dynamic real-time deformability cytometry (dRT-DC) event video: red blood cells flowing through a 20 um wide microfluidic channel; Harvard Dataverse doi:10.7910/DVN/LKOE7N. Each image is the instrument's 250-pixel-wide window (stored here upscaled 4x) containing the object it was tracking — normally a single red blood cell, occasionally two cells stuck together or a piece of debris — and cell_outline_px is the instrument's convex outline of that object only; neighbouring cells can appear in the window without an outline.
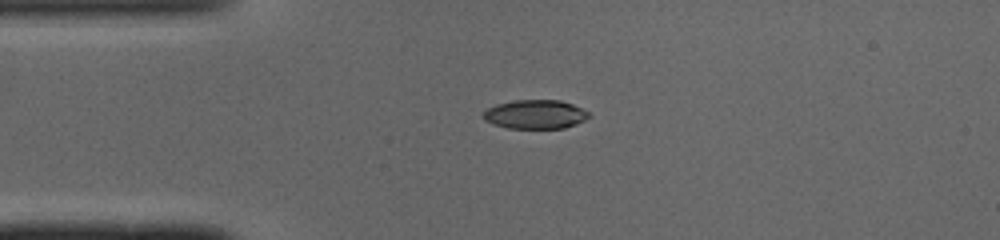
{"species": "common noctule bat (a hibernating species)", "species_latin": "Nyctalus noctula", "temperature_condition": "cold", "stored_images_in_passage": 38, "camera_frame_rate_fps": 3000, "um_per_image_px": 0.085, "animal": {"sex": "male", "body_mass_g": 19.0, "forearm_length_mm": 50.8}, "frame": {"image": 1, "passage_image": 1, "time_ms": 0.0, "image_size_px": [1000, 240], "cell_outline_px": [[592, 116], [576, 124], [564, 128], [508, 128], [492, 124], [484, 120], [480, 116], [488, 108], [496, 104], [516, 100], [560, 100], [572, 104], [588, 112]], "centroid_in_image_um": [45.47, 9.72], "position_along_channel_um": 39.5, "area_um2": 17.86}}
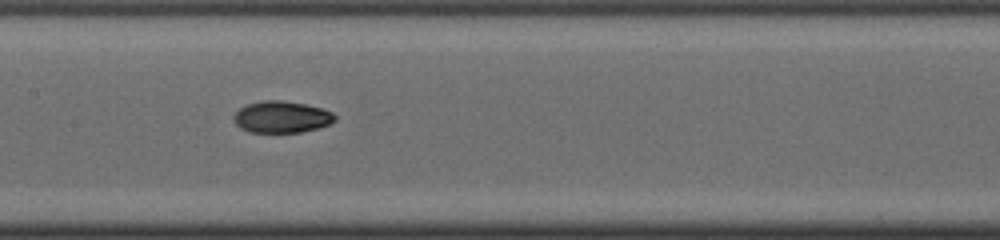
{"frame": {"image": 2, "passage_image": 13, "time_ms": 4.0, "image_size_px": [1000, 240], "cell_outline_px": [[336, 120], [328, 124], [316, 128], [300, 132], [248, 132], [240, 128], [232, 120], [232, 116], [240, 108], [248, 104], [264, 100], [280, 100], [304, 104], [320, 108], [332, 112], [336, 116]], "centroid_in_image_um": [23.9, 9.94], "position_along_channel_um": 183.5, "area_um2": 18.55}}
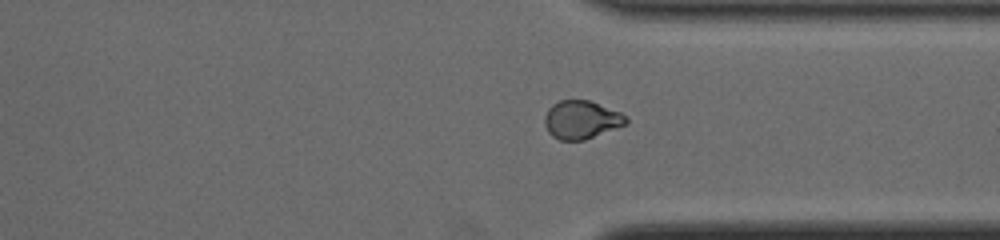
{"frame": {"image": 3, "passage_image": 26, "time_ms": 8.333, "image_size_px": [1000, 240], "cell_outline_px": [[628, 124], [584, 140], [560, 140], [552, 136], [548, 132], [544, 124], [544, 116], [548, 108], [552, 104], [560, 100], [588, 100], [620, 112], [628, 116]], "centroid_in_image_um": [49.41, 10.18], "position_along_channel_um": 362.0, "area_um2": 18.26}, "authors_computed_cell_mechanics": {"area_um2": 18.5827, "velocity_mm_per_s": 4.1176, "shape_relaxation_time_tau1_ms": 7.859, "shape_relaxation_time_tau2_ms": 2.8155, "deformation_change_tau1": 0.2218, "deformation_change_tau2": 0.0555}}